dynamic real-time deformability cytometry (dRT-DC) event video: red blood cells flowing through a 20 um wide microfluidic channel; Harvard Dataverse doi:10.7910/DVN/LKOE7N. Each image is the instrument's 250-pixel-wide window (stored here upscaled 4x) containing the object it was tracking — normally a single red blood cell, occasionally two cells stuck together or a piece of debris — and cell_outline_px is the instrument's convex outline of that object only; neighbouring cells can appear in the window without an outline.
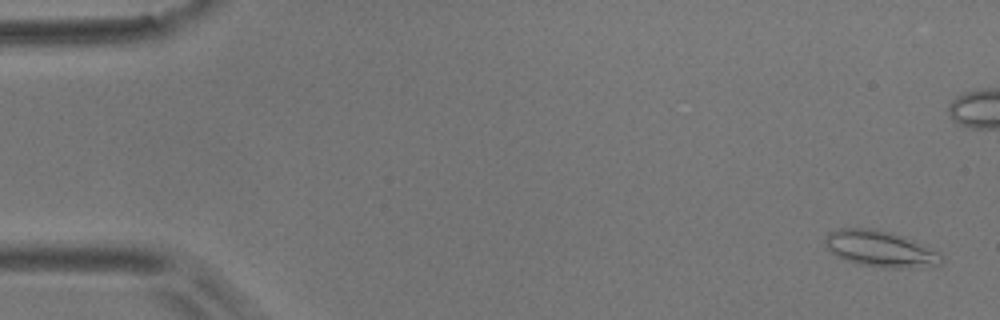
{"species": "common noctule bat (a hibernating species)", "species_latin": "Nyctalus noctula", "temperature_condition": "room temperature", "stored_images_in_passage": 11, "camera_frame_rate_fps": 3000, "um_per_image_px": 0.085, "animal": {"sex": "male", "body_mass_g": 17.9}, "frame": {"image": 1, "passage_image": 1, "time_ms": 0.0, "image_size_px": [1000, 320], "cell_outline_px": [[944, 260], [940, 264], [900, 268], [884, 268], [856, 264], [844, 260], [836, 256], [828, 248], [824, 240], [824, 236], [828, 232], [840, 228], [876, 228], [892, 232], [940, 252]], "centroid_in_image_um": [74.77, 21.14], "position_along_channel_um": 10.2, "area_um2": 24.57}}
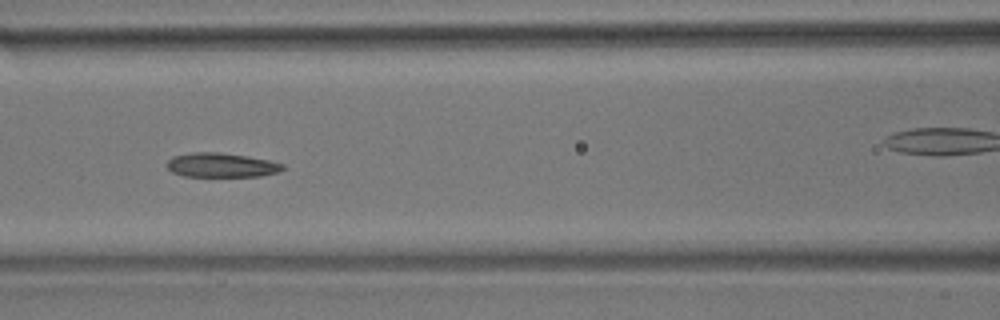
{"frame": {"image": 2, "passage_image": 7, "time_ms": 7.667, "image_size_px": [1000, 320], "cell_outline_px": [[284, 168], [276, 172], [260, 176], [184, 176], [172, 172], [164, 164], [172, 156], [192, 152], [220, 152], [248, 156], [268, 160], [284, 164]], "centroid_in_image_um": [18.76, 14.02], "position_along_channel_um": 147.8, "area_um2": 16.42}}
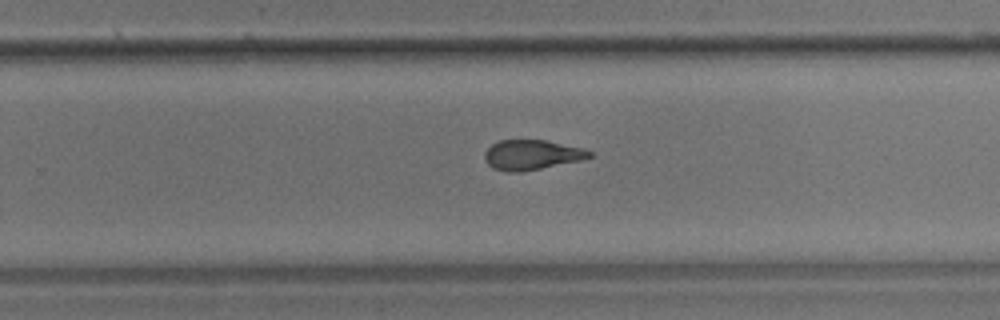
{"frame": {"image": 3, "passage_image": 11, "time_ms": 13.333, "image_size_px": [1000, 320], "cell_outline_px": [[592, 156], [580, 160], [520, 172], [508, 172], [492, 168], [484, 160], [484, 152], [492, 144], [500, 140], [544, 140], [584, 148], [592, 152]], "centroid_in_image_um": [45.16, 13.16], "position_along_channel_um": 284.6, "area_um2": 18.15}}